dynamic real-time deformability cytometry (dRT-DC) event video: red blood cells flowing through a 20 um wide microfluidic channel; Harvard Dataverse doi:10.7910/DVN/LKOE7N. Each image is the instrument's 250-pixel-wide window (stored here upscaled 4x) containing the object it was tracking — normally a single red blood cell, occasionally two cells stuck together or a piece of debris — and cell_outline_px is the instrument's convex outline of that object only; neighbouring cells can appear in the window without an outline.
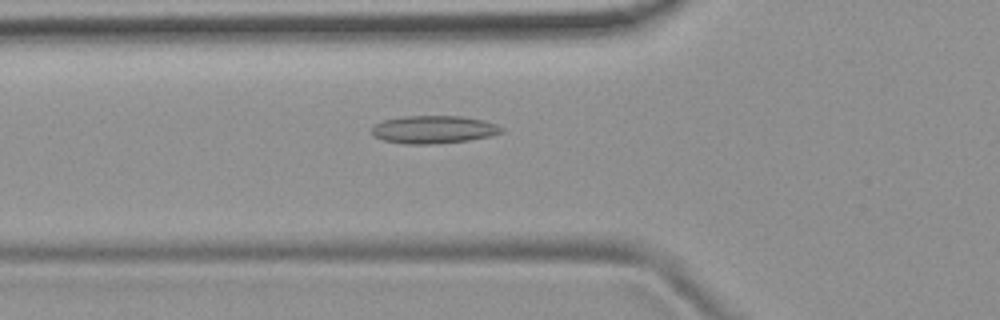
{"species": "common noctule bat (a hibernating species)", "species_latin": "Nyctalus noctula", "temperature_condition": "room temperature", "stored_images_in_passage": 40, "camera_frame_rate_fps": 3000, "um_per_image_px": 0.085, "animal": {"sex": "female", "body_mass_g": 19.9}, "frame": {"image": 1, "passage_image": 6, "time_ms": 1.667, "image_size_px": [1000, 320], "cell_outline_px": [[504, 132], [492, 136], [468, 140], [436, 144], [404, 144], [384, 140], [376, 136], [372, 132], [372, 124], [384, 120], [404, 116], [460, 116], [484, 120], [496, 124], [504, 128]], "centroid_in_image_um": [36.89, 11.01], "position_along_channel_um": 88.9, "area_um2": 21.15}}
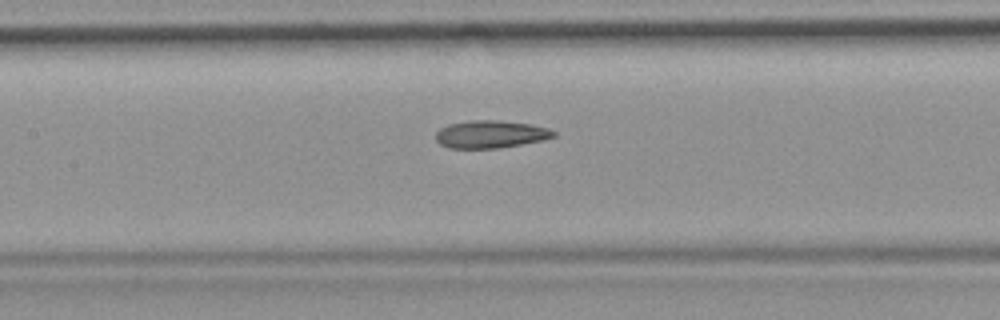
{"frame": {"image": 2, "passage_image": 12, "time_ms": 3.667, "image_size_px": [1000, 320], "cell_outline_px": [[556, 136], [544, 140], [496, 148], [448, 148], [440, 144], [436, 140], [436, 132], [440, 128], [448, 124], [468, 120], [496, 120], [532, 124], [548, 128], [556, 132]], "centroid_in_image_um": [41.69, 11.4], "position_along_channel_um": 165.7, "area_um2": 19.02}}
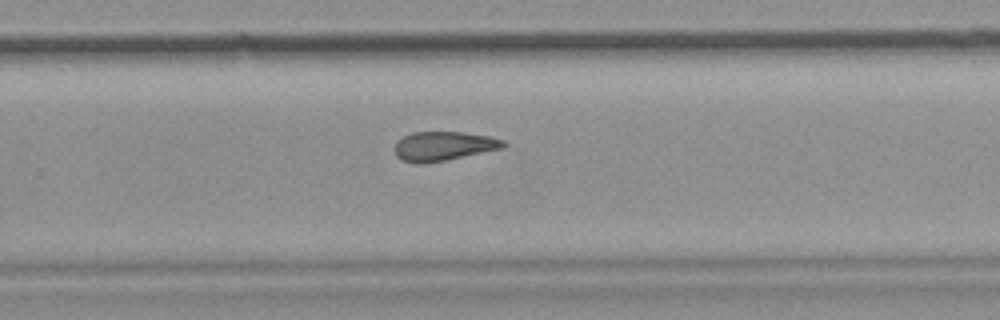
{"frame": {"image": 3, "passage_image": 22, "time_ms": 7.0, "image_size_px": [1000, 320], "cell_outline_px": [[508, 144], [504, 148], [424, 164], [416, 164], [400, 160], [396, 156], [396, 140], [412, 132], [464, 132], [492, 136], [504, 140]], "centroid_in_image_um": [37.72, 12.41], "position_along_channel_um": 292.1, "area_um2": 18.67}, "authors_computed_cell_mechanics": {"area_um2": 18.9584, "velocity_mm_per_s": 3.8246, "shape_relaxation_time_tau1_ms": null, "shape_relaxation_time_tau2_ms": 3.6757, "deformation_change_tau1": null, "deformation_change_tau2": 0.1147}}